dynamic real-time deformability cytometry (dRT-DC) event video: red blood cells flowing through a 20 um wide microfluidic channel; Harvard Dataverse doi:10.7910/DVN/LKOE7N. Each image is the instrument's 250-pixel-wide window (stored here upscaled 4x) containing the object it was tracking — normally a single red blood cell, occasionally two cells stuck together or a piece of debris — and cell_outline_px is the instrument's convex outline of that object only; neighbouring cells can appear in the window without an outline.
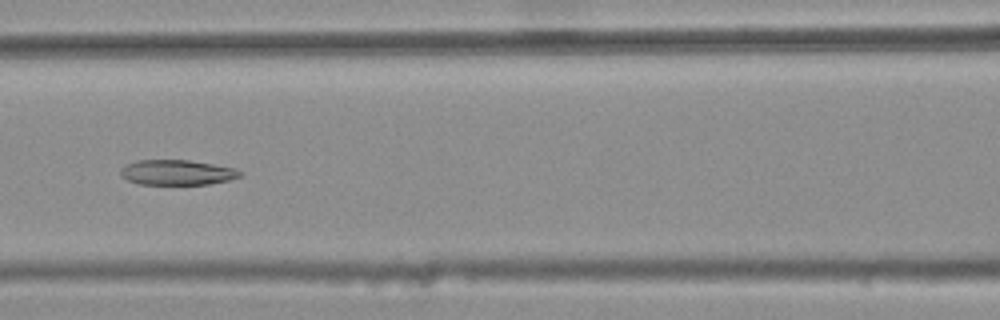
{"species": "common noctule bat (a hibernating species)", "species_latin": "Nyctalus noctula", "temperature_condition": "warm", "stored_images_in_passage": 42, "camera_frame_rate_fps": 3000, "um_per_image_px": 0.085, "animal": {"sex": "female", "body_mass_g": 25.1}, "frame": {"image": 1, "passage_image": 20, "time_ms": 6.333, "image_size_px": [1000, 320], "cell_outline_px": [[244, 176], [228, 180], [208, 184], [140, 184], [128, 180], [120, 176], [120, 168], [136, 160], [188, 160], [212, 164], [232, 168], [244, 172]], "centroid_in_image_um": [15.05, 14.66], "position_along_channel_um": 151.6, "area_um2": 17.46}}
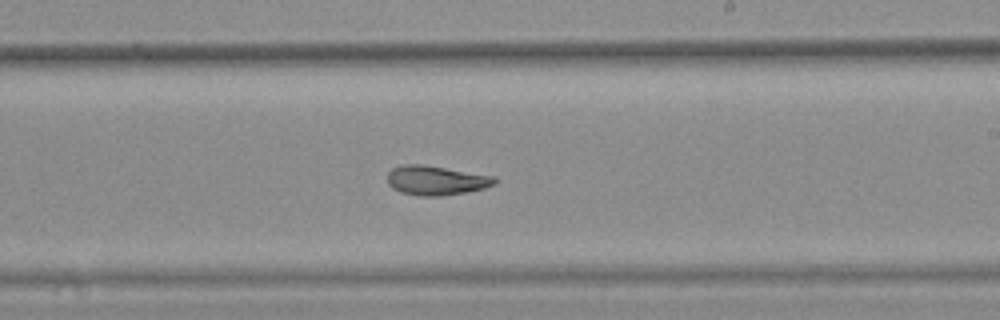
{"frame": {"image": 2, "passage_image": 28, "time_ms": 9.0, "image_size_px": [1000, 320], "cell_outline_px": [[496, 184], [484, 188], [468, 192], [440, 196], [420, 196], [400, 192], [392, 188], [388, 184], [388, 172], [392, 168], [404, 164], [420, 164], [496, 176]], "centroid_in_image_um": [37.07, 15.34], "position_along_channel_um": 251.9, "area_um2": 18.44}}
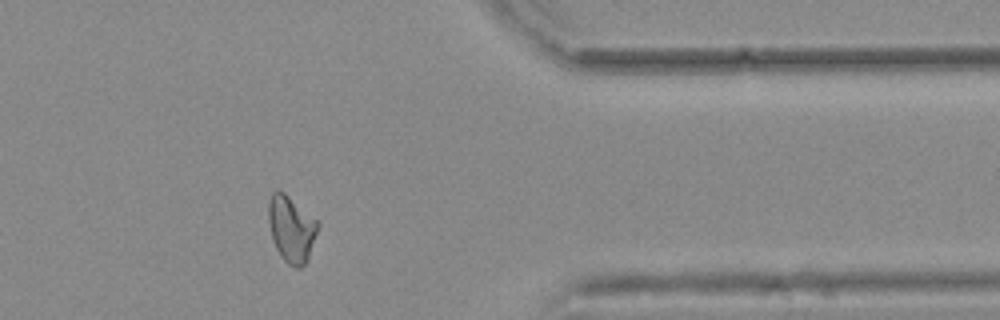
{"frame": {"image": 3, "passage_image": 40, "time_ms": 13.0, "image_size_px": [1000, 320], "cell_outline_px": [[320, 224], [308, 260], [300, 268], [296, 268], [288, 264], [280, 256], [272, 240], [268, 220], [268, 200], [272, 192], [276, 188], [284, 192], [316, 220]], "centroid_in_image_um": [24.75, 19.45], "position_along_channel_um": 386.7, "area_um2": 19.19}, "authors_computed_cell_mechanics": {"area_um2": 18.785, "velocity_mm_per_s": 3.7723, "shape_relaxation_time_tau1_ms": null, "shape_relaxation_time_tau2_ms": 3.5177, "deformation_change_tau1": null, "deformation_change_tau2": 0.102}}